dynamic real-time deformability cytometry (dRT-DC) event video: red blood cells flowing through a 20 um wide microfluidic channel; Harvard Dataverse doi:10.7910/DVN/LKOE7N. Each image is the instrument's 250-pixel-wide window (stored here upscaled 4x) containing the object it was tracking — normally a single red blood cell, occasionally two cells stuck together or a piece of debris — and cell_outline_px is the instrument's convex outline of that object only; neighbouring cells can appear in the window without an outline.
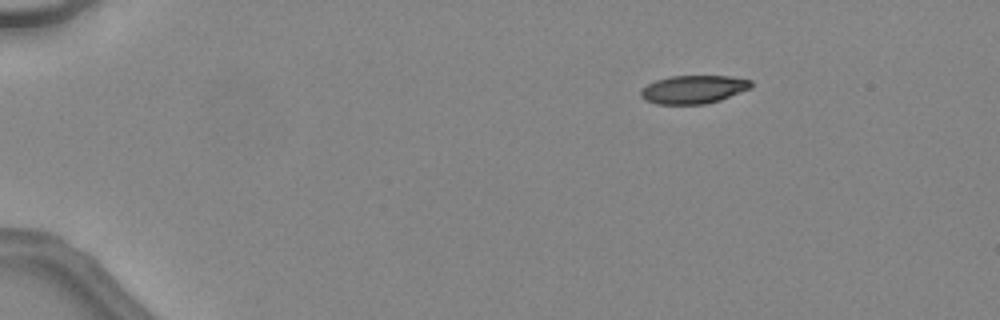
{"species": "common noctule bat (a hibernating species)", "species_latin": "Nyctalus noctula", "temperature_condition": "warm", "stored_images_in_passage": 40, "camera_frame_rate_fps": 3000, "um_per_image_px": 0.085, "animal": {"sex": "female", "body_mass_g": 24.6, "forearm_length_mm": 56.2}, "frame": {"image": 1, "passage_image": 1, "time_ms": 0.0, "image_size_px": [1000, 320], "cell_outline_px": [[752, 88], [720, 100], [704, 104], [656, 104], [644, 100], [640, 96], [640, 92], [648, 84], [656, 80], [672, 76], [732, 76], [752, 80]], "centroid_in_image_um": [58.97, 7.6], "position_along_channel_um": 26.0, "area_um2": 18.21}}
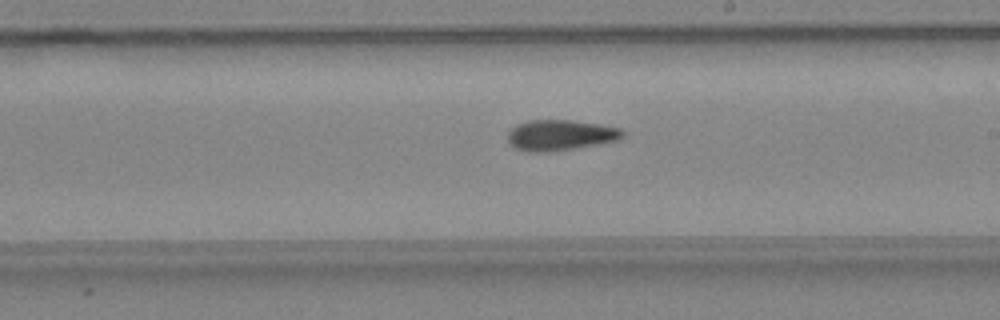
{"frame": {"image": 2, "passage_image": 22, "time_ms": 7.0, "image_size_px": [1000, 320], "cell_outline_px": [[624, 136], [616, 140], [572, 148], [544, 152], [528, 152], [516, 148], [508, 140], [508, 132], [516, 124], [528, 120], [572, 120], [600, 124], [620, 128], [624, 132]], "centroid_in_image_um": [47.6, 11.47], "position_along_channel_um": 241.4, "area_um2": 20.23}}
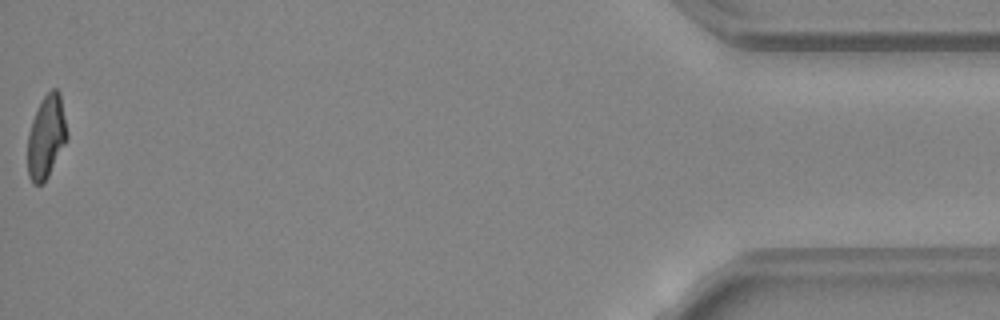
{"frame": {"image": 3, "passage_image": 40, "time_ms": 13.0, "image_size_px": [1000, 320], "cell_outline_px": [[68, 136], [44, 184], [32, 184], [28, 176], [28, 132], [32, 120], [44, 96], [52, 88], [56, 88], [60, 92], [68, 132]], "centroid_in_image_um": [3.93, 11.63], "position_along_channel_um": 431.3, "area_um2": 18.96}, "authors_computed_cell_mechanics": {"area_um2": 20.0566, "velocity_mm_per_s": 4.5638, "shape_relaxation_time_tau1_ms": null, "shape_relaxation_time_tau2_ms": 2.928, "deformation_change_tau1": null, "deformation_change_tau2": 0.1063}}